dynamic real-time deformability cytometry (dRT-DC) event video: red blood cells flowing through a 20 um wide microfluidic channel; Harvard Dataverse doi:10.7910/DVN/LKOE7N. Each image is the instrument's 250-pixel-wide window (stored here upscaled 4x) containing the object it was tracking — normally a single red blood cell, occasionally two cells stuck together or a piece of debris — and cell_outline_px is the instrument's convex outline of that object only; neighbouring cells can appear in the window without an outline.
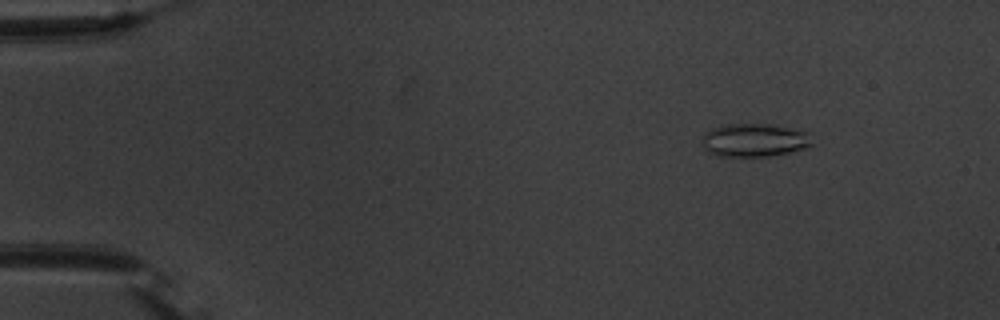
{"species": "common noctule bat (a hibernating species)", "species_latin": "Nyctalus noctula", "temperature_condition": "warm", "stored_images_in_passage": 54, "camera_frame_rate_fps": 3000, "um_per_image_px": 0.085, "animal": {"sex": "male", "body_mass_g": 20.1, "forearm_length_mm": 53.5}, "frame": {"image": 1, "passage_image": 6, "time_ms": 1.667, "image_size_px": [1000, 320], "cell_outline_px": [[812, 144], [808, 148], [768, 156], [720, 156], [708, 152], [704, 148], [704, 132], [720, 124], [768, 124], [788, 128], [804, 132]], "centroid_in_image_um": [64.05, 11.91], "position_along_channel_um": 20.9, "area_um2": 20.92}}
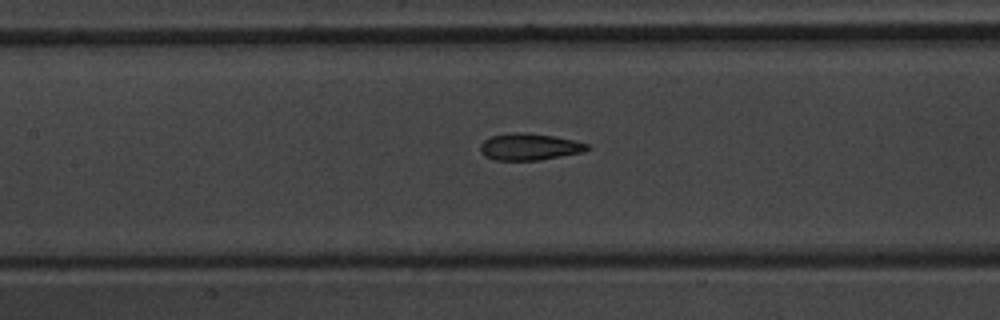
{"frame": {"image": 2, "passage_image": 25, "time_ms": 8.0, "image_size_px": [1000, 320], "cell_outline_px": [[592, 148], [584, 152], [540, 160], [496, 160], [484, 156], [480, 152], [480, 144], [484, 140], [492, 136], [516, 132], [524, 132], [552, 136], [572, 140], [588, 144]], "centroid_in_image_um": [45.0, 12.49], "position_along_channel_um": 162.4, "area_um2": 16.65}}
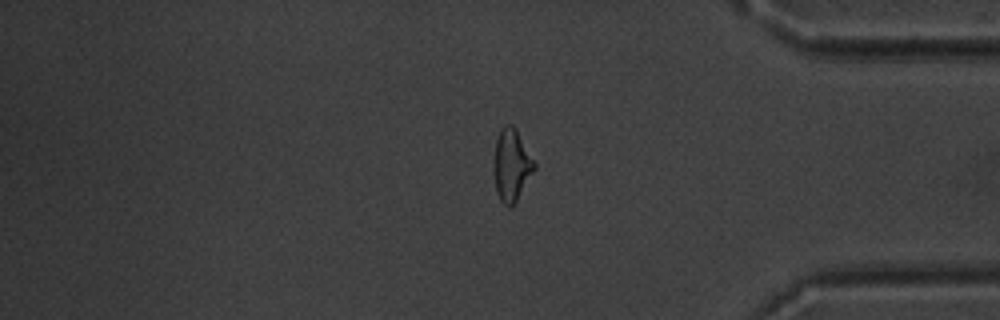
{"frame": {"image": 3, "passage_image": 45, "time_ms": 14.667, "image_size_px": [1000, 320], "cell_outline_px": [[536, 168], [516, 200], [508, 208], [500, 200], [496, 192], [492, 164], [496, 140], [500, 128], [504, 124], [512, 124], [516, 128], [536, 164]], "centroid_in_image_um": [43.45, 14.0], "position_along_channel_um": 391.7, "area_um2": 17.17}, "authors_computed_cell_mechanics": {"area_um2": 17.4556, "velocity_mm_per_s": 3.7276, "shape_relaxation_time_tau1_ms": 5.8308, "shape_relaxation_time_tau2_ms": 1.588, "deformation_change_tau1": 0.1753, "deformation_change_tau2": 0.0951}}